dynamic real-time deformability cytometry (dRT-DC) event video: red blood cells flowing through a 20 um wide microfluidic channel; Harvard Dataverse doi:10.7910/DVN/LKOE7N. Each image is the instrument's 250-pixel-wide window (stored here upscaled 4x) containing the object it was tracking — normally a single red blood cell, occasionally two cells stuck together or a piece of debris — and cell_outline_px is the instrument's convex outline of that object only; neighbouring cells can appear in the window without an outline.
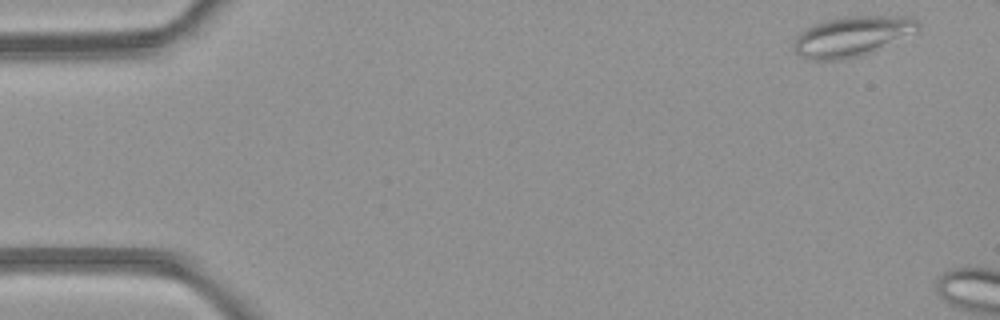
{"species": "common noctule bat (a hibernating species)", "species_latin": "Nyctalus noctula", "temperature_condition": "room temperature", "stored_images_in_passage": 2, "camera_frame_rate_fps": 3000, "um_per_image_px": 0.085, "animal": {"sex": "female", "body_mass_g": 21.9}, "frame": {"image": 1, "passage_image": 1, "time_ms": 0.0, "image_size_px": [1000, 320], "cell_outline_px": [[920, 28], [860, 56], [836, 60], [812, 60], [800, 56], [792, 48], [796, 36], [808, 28], [816, 24], [828, 20], [844, 16], [904, 16], [916, 20], [920, 24]], "centroid_in_image_um": [72.35, 3.08], "position_along_channel_um": 12.7, "area_um2": 28.09}}